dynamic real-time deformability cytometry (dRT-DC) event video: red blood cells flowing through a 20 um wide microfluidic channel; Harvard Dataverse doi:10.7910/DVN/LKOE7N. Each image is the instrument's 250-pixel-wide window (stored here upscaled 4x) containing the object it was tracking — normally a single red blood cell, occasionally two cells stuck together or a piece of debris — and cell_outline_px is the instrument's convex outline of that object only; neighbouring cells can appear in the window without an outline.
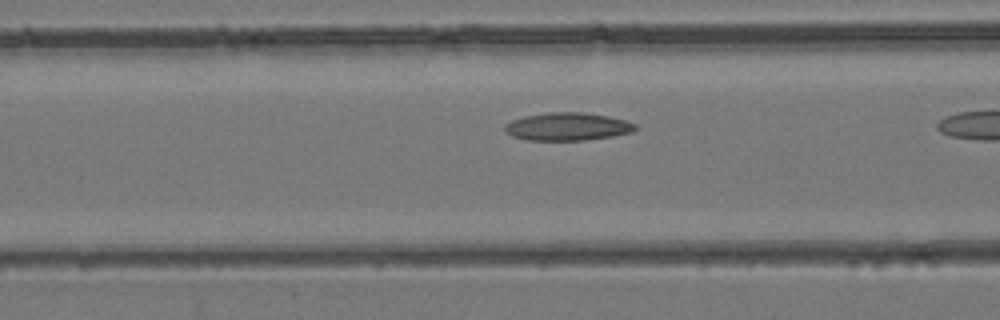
{"species": "common noctule bat (a hibernating species)", "species_latin": "Nyctalus noctula", "temperature_condition": "room temperature", "stored_images_in_passage": 5, "camera_frame_rate_fps": 3000, "um_per_image_px": 0.085, "animal": {"sex": "female", "body_mass_g": 24.6, "forearm_length_mm": 56.2}, "frame": {"image": 1, "passage_image": 4, "time_ms": 1.0, "image_size_px": [1000, 320], "cell_outline_px": [[636, 128], [632, 132], [612, 136], [584, 140], [528, 140], [512, 136], [504, 132], [504, 124], [512, 120], [524, 116], [548, 112], [584, 112], [608, 116], [624, 120], [636, 124]], "centroid_in_image_um": [48.2, 10.75], "position_along_channel_um": 118.4, "area_um2": 21.21}}